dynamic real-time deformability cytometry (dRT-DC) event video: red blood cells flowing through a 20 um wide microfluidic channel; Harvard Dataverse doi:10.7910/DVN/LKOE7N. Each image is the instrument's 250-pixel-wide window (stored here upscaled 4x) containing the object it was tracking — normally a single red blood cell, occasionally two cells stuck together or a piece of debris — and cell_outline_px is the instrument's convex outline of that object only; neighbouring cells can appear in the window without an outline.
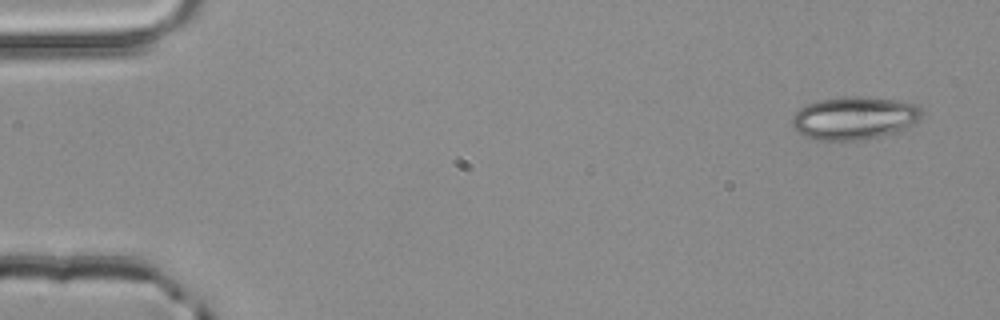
{"species": "common noctule bat (a hibernating species)", "species_latin": "Nyctalus noctula", "temperature_condition": "room temperature", "stored_images_in_passage": 5, "camera_frame_rate_fps": 3000, "um_per_image_px": 0.085, "animal": {"sex": "male", "body_mass_g": 20.4}, "frame": {"image": 1, "passage_image": 1, "time_ms": 0.0, "image_size_px": [1000, 320], "cell_outline_px": [[924, 112], [920, 120], [904, 128], [880, 136], [864, 140], [820, 140], [804, 136], [792, 124], [792, 116], [800, 108], [808, 104], [820, 100], [844, 96], [860, 96], [896, 100], [920, 104]], "centroid_in_image_um": [72.66, 10.02], "position_along_channel_um": 12.3, "area_um2": 32.43}}
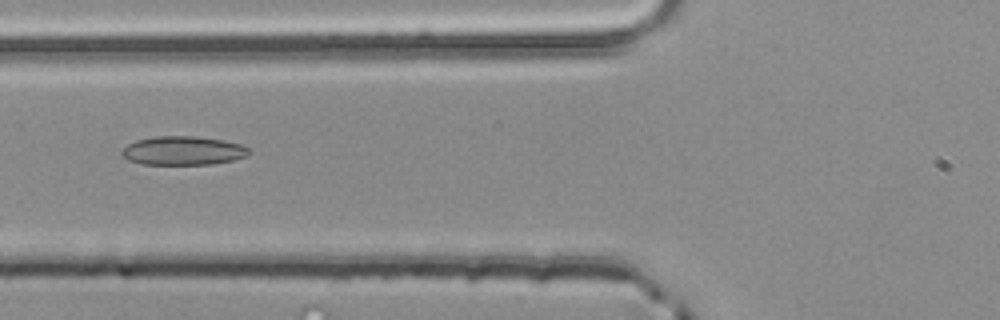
{"frame": {"image": 2, "passage_image": 5, "time_ms": 1.333, "image_size_px": [1000, 320], "cell_outline_px": [[252, 152], [248, 156], [236, 160], [212, 164], [140, 164], [128, 160], [120, 156], [120, 152], [128, 144], [136, 140], [156, 136], [192, 136], [224, 140], [240, 144], [248, 148]], "centroid_in_image_um": [15.57, 12.81], "position_along_channel_um": 110.2, "area_um2": 21.56}}